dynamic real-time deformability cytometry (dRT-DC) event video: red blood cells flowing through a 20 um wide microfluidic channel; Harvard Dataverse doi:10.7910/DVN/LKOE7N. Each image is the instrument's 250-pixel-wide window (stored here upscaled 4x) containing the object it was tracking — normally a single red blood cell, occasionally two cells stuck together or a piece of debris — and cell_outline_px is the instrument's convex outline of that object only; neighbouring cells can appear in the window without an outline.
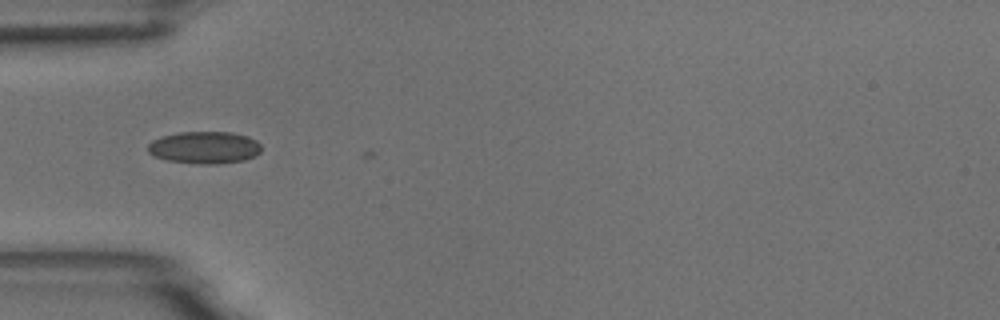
{"species": "common noctule bat (a hibernating species)", "species_latin": "Nyctalus noctula", "temperature_condition": "room temperature", "stored_images_in_passage": 2, "camera_frame_rate_fps": 3000, "um_per_image_px": 0.085, "animal": {"sex": "male", "body_mass_g": 18.8}, "frame": {"image": 1, "passage_image": 1, "time_ms": 0.0, "image_size_px": [1000, 320], "cell_outline_px": [[260, 152], [256, 156], [244, 160], [220, 164], [196, 164], [168, 160], [156, 156], [148, 152], [148, 144], [152, 140], [164, 136], [180, 132], [232, 132], [248, 136], [256, 140], [260, 144]], "centroid_in_image_um": [17.41, 12.54], "position_along_channel_um": 67.6, "area_um2": 21.33}}